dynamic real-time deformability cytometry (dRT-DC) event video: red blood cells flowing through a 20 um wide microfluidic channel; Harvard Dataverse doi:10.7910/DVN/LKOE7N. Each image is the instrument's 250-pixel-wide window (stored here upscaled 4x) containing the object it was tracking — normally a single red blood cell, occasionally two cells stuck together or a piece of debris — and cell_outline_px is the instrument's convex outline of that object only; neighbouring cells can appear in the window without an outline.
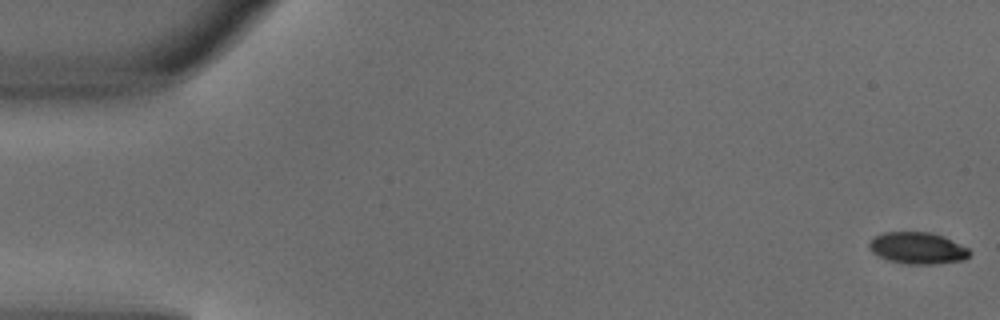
{"species": "common noctule bat (a hibernating species)", "species_latin": "Nyctalus noctula", "temperature_condition": "warm", "stored_images_in_passage": 5, "camera_frame_rate_fps": 3000, "um_per_image_px": 0.085, "animal": {"sex": "male", "body_mass_g": 18.8}, "frame": {"image": 1, "passage_image": 1, "time_ms": 0.0, "image_size_px": [1000, 320], "cell_outline_px": [[972, 252], [964, 260], [932, 264], [908, 264], [888, 260], [872, 252], [868, 248], [868, 244], [876, 236], [884, 232], [932, 232], [944, 236], [968, 248]], "centroid_in_image_um": [78.01, 21.08], "position_along_channel_um": 7.0, "area_um2": 18.5}}